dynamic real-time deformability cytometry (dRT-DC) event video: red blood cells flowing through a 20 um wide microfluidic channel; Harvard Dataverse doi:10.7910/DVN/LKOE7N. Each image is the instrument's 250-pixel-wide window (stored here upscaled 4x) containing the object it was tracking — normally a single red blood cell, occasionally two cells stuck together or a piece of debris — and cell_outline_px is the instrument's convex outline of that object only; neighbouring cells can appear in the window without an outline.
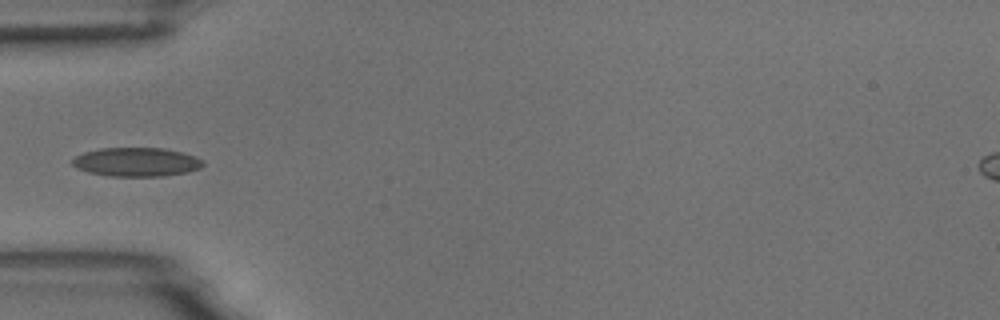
{"species": "common noctule bat (a hibernating species)", "species_latin": "Nyctalus noctula", "temperature_condition": "room temperature", "stored_images_in_passage": 10, "camera_frame_rate_fps": 3000, "um_per_image_px": 0.085, "animal": {"sex": "male", "body_mass_g": 18.8}, "frame": {"image": 1, "passage_image": 4, "time_ms": 1.0, "image_size_px": [1000, 320], "cell_outline_px": [[204, 164], [200, 168], [188, 172], [164, 176], [108, 176], [88, 172], [76, 168], [72, 164], [72, 160], [76, 156], [84, 152], [100, 148], [164, 148], [196, 156], [204, 160]], "centroid_in_image_um": [11.61, 13.77], "position_along_channel_um": 73.4, "area_um2": 22.08}}